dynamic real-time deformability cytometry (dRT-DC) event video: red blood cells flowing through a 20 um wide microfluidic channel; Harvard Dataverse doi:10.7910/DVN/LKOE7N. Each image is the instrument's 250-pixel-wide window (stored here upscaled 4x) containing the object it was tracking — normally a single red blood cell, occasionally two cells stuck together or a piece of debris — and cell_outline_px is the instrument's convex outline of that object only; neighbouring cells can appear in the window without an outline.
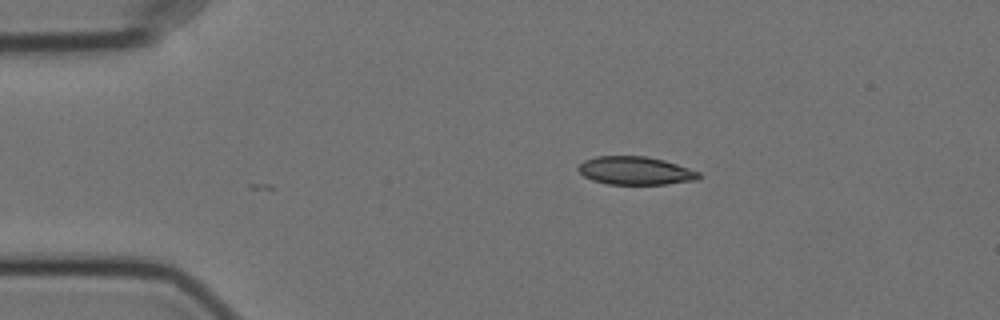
{"species": "Egyptian fruit bat (a non-hibernating species)", "species_latin": "Rousettus aegyptiacus", "temperature_condition": "cold", "stored_images_in_passage": 2, "camera_frame_rate_fps": 3000, "um_per_image_px": 0.085, "animal": {"sex": "female"}, "frame": {"image": 1, "passage_image": 2, "time_ms": 0.333, "image_size_px": [1000, 320], "cell_outline_px": [[700, 180], [668, 184], [608, 184], [592, 180], [584, 176], [576, 168], [584, 160], [596, 156], [644, 156], [664, 160], [700, 172]], "centroid_in_image_um": [54.02, 14.51], "position_along_channel_um": 31.0, "area_um2": 19.83}}